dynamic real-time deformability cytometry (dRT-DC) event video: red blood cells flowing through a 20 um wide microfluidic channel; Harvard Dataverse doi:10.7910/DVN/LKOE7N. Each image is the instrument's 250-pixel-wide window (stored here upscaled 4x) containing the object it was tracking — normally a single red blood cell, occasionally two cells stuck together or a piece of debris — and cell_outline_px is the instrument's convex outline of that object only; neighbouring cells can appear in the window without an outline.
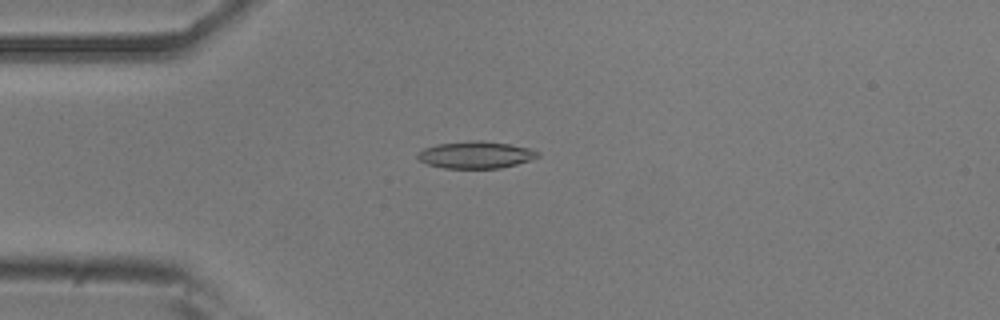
{"species": "common noctule bat (a hibernating species)", "species_latin": "Nyctalus noctula", "temperature_condition": "room temperature", "stored_images_in_passage": 49, "camera_frame_rate_fps": 3000, "um_per_image_px": 0.085, "animal": {"sex": "male", "body_mass_g": 20.5, "forearm_length_mm": 52.5}, "frame": {"image": 1, "passage_image": 10, "time_ms": 3.0, "image_size_px": [1000, 320], "cell_outline_px": [[540, 156], [516, 164], [500, 168], [444, 168], [428, 164], [420, 160], [416, 156], [424, 148], [436, 144], [476, 140], [480, 140], [508, 144], [528, 148], [540, 152]], "centroid_in_image_um": [40.43, 13.16], "position_along_channel_um": 44.6, "area_um2": 18.67}}
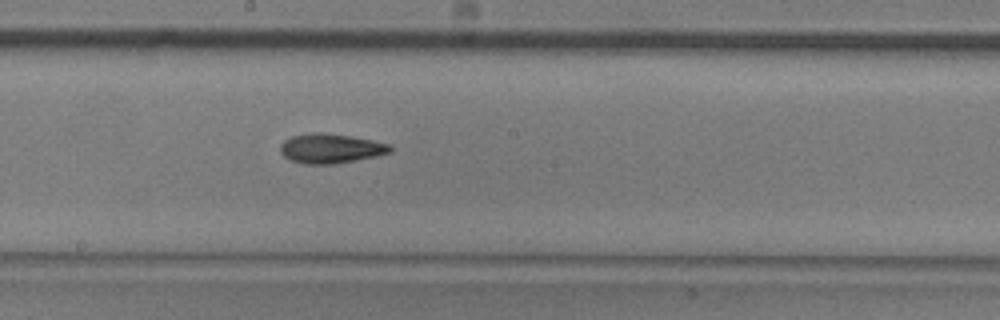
{"frame": {"image": 2, "passage_image": 25, "time_ms": 8.0, "image_size_px": [1000, 320], "cell_outline_px": [[392, 152], [376, 156], [336, 164], [308, 164], [288, 160], [280, 152], [280, 144], [284, 140], [292, 136], [312, 132], [320, 132], [352, 136], [392, 144]], "centroid_in_image_um": [28.11, 12.62], "position_along_channel_um": 220.1, "area_um2": 19.13}}
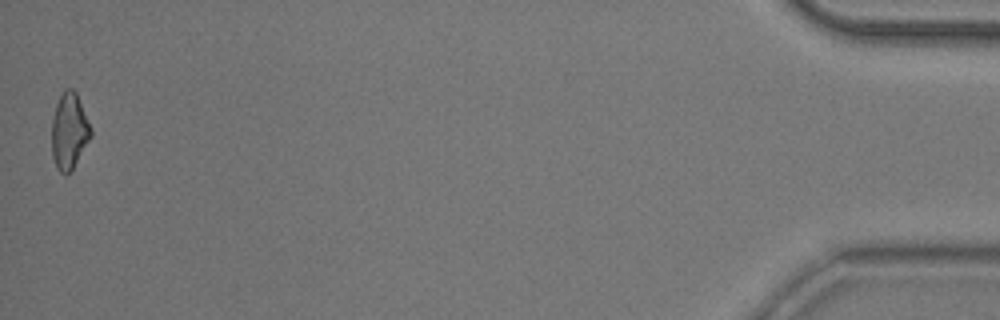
{"frame": {"image": 3, "passage_image": 49, "time_ms": 16.0, "image_size_px": [1000, 320], "cell_outline_px": [[92, 136], [72, 168], [68, 172], [60, 172], [56, 168], [52, 156], [52, 120], [56, 104], [64, 88], [72, 88], [76, 92], [92, 128]], "centroid_in_image_um": [5.88, 11.1], "position_along_channel_um": 429.3, "area_um2": 17.22}, "authors_computed_cell_mechanics": {"area_um2": 18.0336, "velocity_mm_per_s": 3.8264, "shape_relaxation_time_tau1_ms": 5.2543, "shape_relaxation_time_tau2_ms": 7.0411, "deformation_change_tau1": 0.1448, "deformation_change_tau2": 0.1735}}